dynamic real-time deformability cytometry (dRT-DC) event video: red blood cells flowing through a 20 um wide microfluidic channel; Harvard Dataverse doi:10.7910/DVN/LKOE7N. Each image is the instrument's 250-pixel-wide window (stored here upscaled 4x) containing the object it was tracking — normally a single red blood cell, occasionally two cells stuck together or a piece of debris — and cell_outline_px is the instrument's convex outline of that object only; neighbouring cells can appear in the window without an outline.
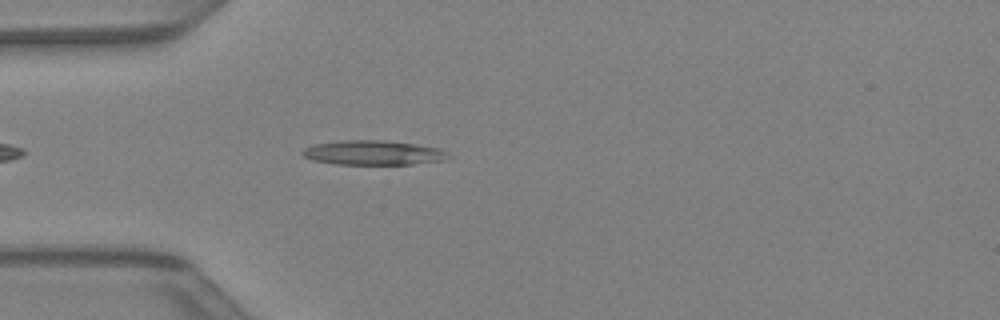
{"species": "Egyptian fruit bat (a non-hibernating species)", "species_latin": "Rousettus aegyptiacus", "temperature_condition": "warm", "stored_images_in_passage": 27, "camera_frame_rate_fps": 3000, "um_per_image_px": 0.085, "animal": {"sex": "female"}, "frame": {"image": 1, "passage_image": 4, "time_ms": 1.0, "image_size_px": [1000, 320], "cell_outline_px": [[452, 156], [444, 160], [412, 164], [336, 164], [312, 160], [304, 156], [300, 152], [304, 148], [312, 144], [344, 140], [384, 140], [416, 144], [440, 148], [448, 152]], "centroid_in_image_um": [31.73, 12.97], "position_along_channel_um": 53.3, "area_um2": 20.98}}
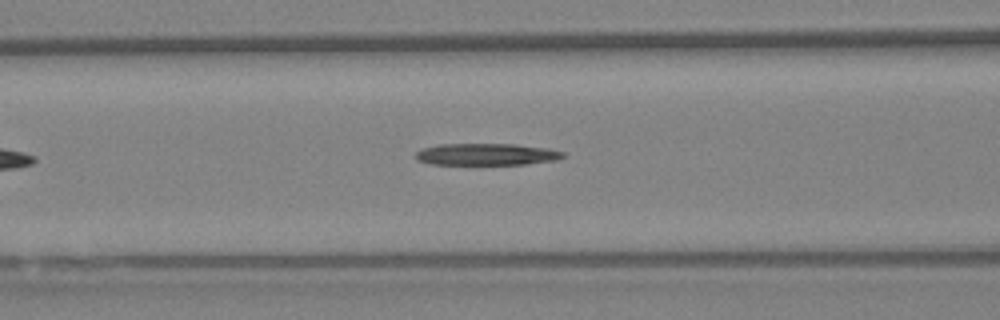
{"frame": {"image": 2, "passage_image": 9, "time_ms": 2.667, "image_size_px": [1000, 320], "cell_outline_px": [[564, 156], [556, 160], [524, 164], [432, 164], [416, 160], [416, 152], [424, 148], [440, 144], [516, 144], [548, 148], [564, 152]], "centroid_in_image_um": [41.36, 13.11], "position_along_channel_um": 125.2, "area_um2": 18.61}}
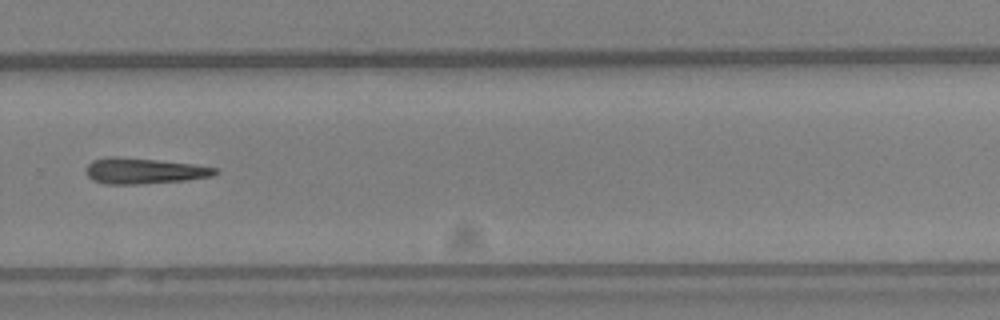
{"frame": {"image": 3, "passage_image": 21, "time_ms": 6.667, "image_size_px": [1000, 320], "cell_outline_px": [[220, 172], [212, 176], [188, 180], [140, 184], [104, 184], [92, 180], [88, 176], [88, 164], [92, 160], [108, 156], [116, 156], [156, 160], [192, 164], [220, 168]], "centroid_in_image_um": [12.27, 14.53], "position_along_channel_um": 317.5, "area_um2": 19.48}}